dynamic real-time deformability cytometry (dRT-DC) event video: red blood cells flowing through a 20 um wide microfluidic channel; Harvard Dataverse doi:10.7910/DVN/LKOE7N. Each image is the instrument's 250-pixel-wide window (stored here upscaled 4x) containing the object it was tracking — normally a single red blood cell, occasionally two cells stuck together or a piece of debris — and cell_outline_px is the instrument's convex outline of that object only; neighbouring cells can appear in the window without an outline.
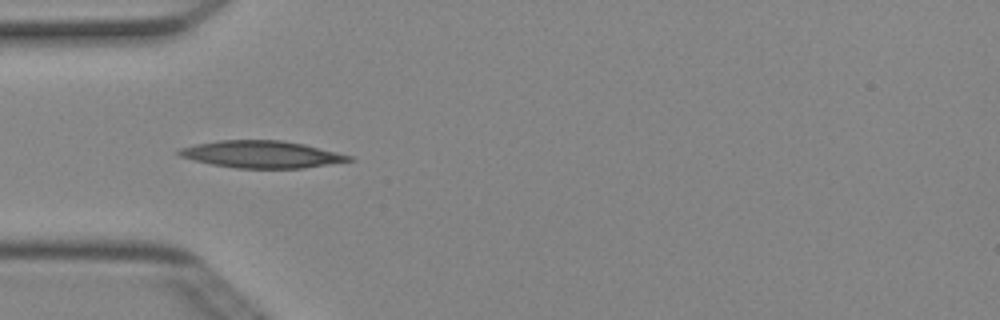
{"species": "Egyptian fruit bat (a non-hibernating species)", "species_latin": "Rousettus aegyptiacus", "temperature_condition": "cold", "stored_images_in_passage": 6, "camera_frame_rate_fps": 3000, "um_per_image_px": 0.085, "animal": {"sex": "female"}, "frame": {"image": 1, "passage_image": 3, "time_ms": 0.667, "image_size_px": [1000, 320], "cell_outline_px": [[356, 160], [304, 168], [236, 168], [212, 164], [180, 156], [176, 152], [180, 148], [196, 144], [220, 140], [280, 140], [304, 144], [352, 156]], "centroid_in_image_um": [22.26, 13.12], "position_along_channel_um": 62.7, "area_um2": 26.65}}
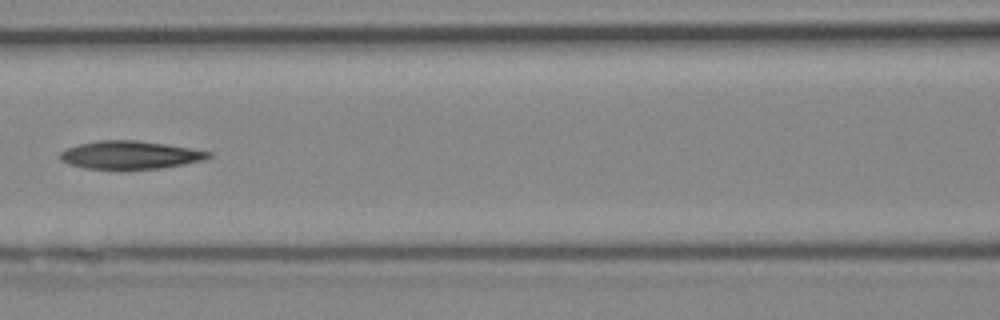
{"frame": {"image": 2, "passage_image": 5, "time_ms": 1.333, "image_size_px": [1000, 320], "cell_outline_px": [[212, 156], [204, 160], [184, 164], [160, 168], [84, 168], [68, 164], [60, 160], [56, 156], [64, 148], [96, 140], [136, 140], [164, 144], [212, 152]], "centroid_in_image_um": [10.99, 13.16], "position_along_channel_um": 155.6, "area_um2": 24.1}}
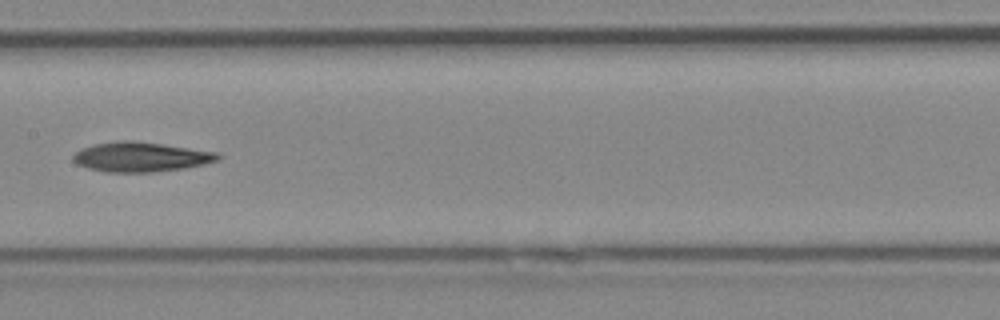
{"frame": {"image": 3, "passage_image": 6, "time_ms": 1.667, "image_size_px": [1000, 320], "cell_outline_px": [[220, 160], [204, 164], [184, 168], [152, 172], [104, 172], [88, 168], [76, 164], [72, 160], [72, 156], [80, 148], [92, 144], [116, 140], [132, 140], [164, 144], [220, 152]], "centroid_in_image_um": [11.95, 13.32], "position_along_channel_um": 195.4, "area_um2": 25.43}}